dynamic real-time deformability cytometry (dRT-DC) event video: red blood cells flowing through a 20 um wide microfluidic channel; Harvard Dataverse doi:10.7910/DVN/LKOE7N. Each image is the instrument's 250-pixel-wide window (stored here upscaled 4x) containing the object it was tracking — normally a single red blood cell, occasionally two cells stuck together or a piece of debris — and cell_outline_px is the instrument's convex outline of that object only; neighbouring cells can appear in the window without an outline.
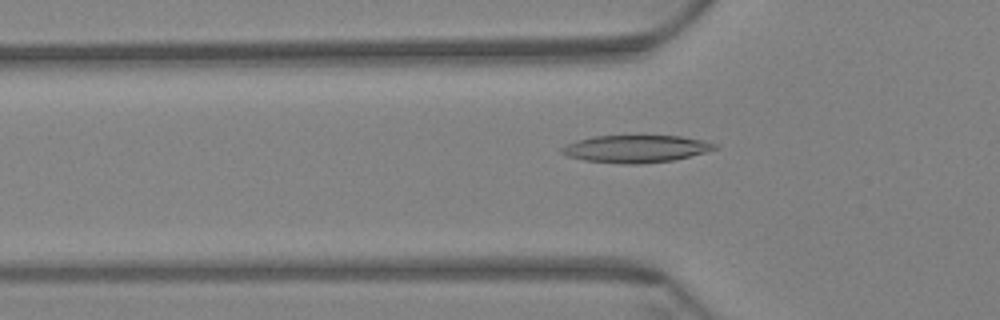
{"species": "Egyptian fruit bat (a non-hibernating species)", "species_latin": "Rousettus aegyptiacus", "temperature_condition": "warm", "stored_images_in_passage": 60, "camera_frame_rate_fps": 3000, "um_per_image_px": 0.085, "animal": {"sex": "female"}, "frame": {"image": 1, "passage_image": 20, "time_ms": 6.333, "image_size_px": [1000, 320], "cell_outline_px": [[720, 148], [672, 160], [640, 164], [624, 164], [584, 160], [568, 156], [560, 152], [560, 148], [576, 140], [592, 136], [680, 136], [704, 140], [716, 144]], "centroid_in_image_um": [54.03, 12.64], "position_along_channel_um": 71.8, "area_um2": 24.28}}
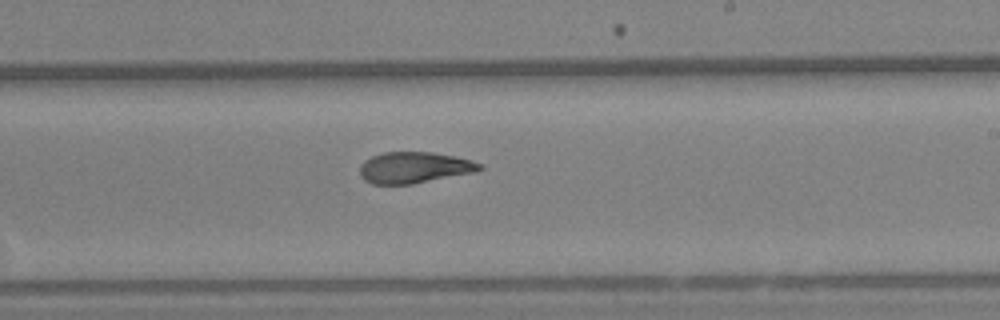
{"frame": {"image": 2, "passage_image": 36, "time_ms": 11.667, "image_size_px": [1000, 320], "cell_outline_px": [[484, 168], [476, 172], [412, 184], [372, 184], [364, 180], [360, 176], [360, 164], [364, 160], [372, 156], [384, 152], [432, 152], [456, 156], [484, 164]], "centroid_in_image_um": [35.22, 14.24], "position_along_channel_um": 253.8, "area_um2": 22.02}}
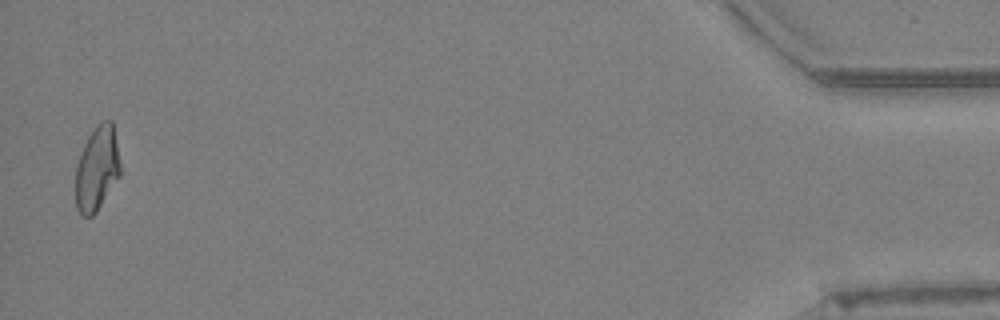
{"frame": {"image": 3, "passage_image": 59, "time_ms": 19.333, "image_size_px": [1000, 320], "cell_outline_px": [[120, 176], [96, 212], [92, 216], [80, 216], [76, 208], [76, 164], [80, 152], [92, 128], [100, 120], [112, 120], [120, 164]], "centroid_in_image_um": [8.23, 14.31], "position_along_channel_um": 427.0, "area_um2": 22.2}, "authors_computed_cell_mechanics": {"area_um2": 22.6865, "velocity_mm_per_s": 3.4197, "shape_relaxation_time_tau1_ms": null, "shape_relaxation_time_tau2_ms": 4.3257, "deformation_change_tau1": null, "deformation_change_tau2": 0.093}}